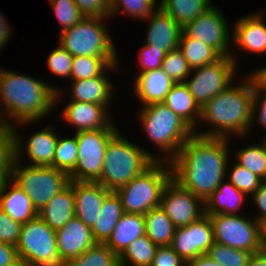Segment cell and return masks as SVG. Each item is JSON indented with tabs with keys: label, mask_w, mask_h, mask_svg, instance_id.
Listing matches in <instances>:
<instances>
[{
	"label": "cell",
	"mask_w": 266,
	"mask_h": 266,
	"mask_svg": "<svg viewBox=\"0 0 266 266\" xmlns=\"http://www.w3.org/2000/svg\"><path fill=\"white\" fill-rule=\"evenodd\" d=\"M230 140L194 133L170 161L172 179L205 202L227 177Z\"/></svg>",
	"instance_id": "obj_1"
},
{
	"label": "cell",
	"mask_w": 266,
	"mask_h": 266,
	"mask_svg": "<svg viewBox=\"0 0 266 266\" xmlns=\"http://www.w3.org/2000/svg\"><path fill=\"white\" fill-rule=\"evenodd\" d=\"M54 87L34 76L1 68L0 111L6 123L31 125L51 115L64 93Z\"/></svg>",
	"instance_id": "obj_2"
},
{
	"label": "cell",
	"mask_w": 266,
	"mask_h": 266,
	"mask_svg": "<svg viewBox=\"0 0 266 266\" xmlns=\"http://www.w3.org/2000/svg\"><path fill=\"white\" fill-rule=\"evenodd\" d=\"M242 81L237 86L232 84L201 107L199 124L202 121L207 127L210 125L211 130L197 131L195 134L231 139L233 136L248 137L251 130L254 87L246 75Z\"/></svg>",
	"instance_id": "obj_3"
},
{
	"label": "cell",
	"mask_w": 266,
	"mask_h": 266,
	"mask_svg": "<svg viewBox=\"0 0 266 266\" xmlns=\"http://www.w3.org/2000/svg\"><path fill=\"white\" fill-rule=\"evenodd\" d=\"M155 160H159L157 154L140 148L118 131L106 146L103 169L97 182L109 191L116 192Z\"/></svg>",
	"instance_id": "obj_4"
},
{
	"label": "cell",
	"mask_w": 266,
	"mask_h": 266,
	"mask_svg": "<svg viewBox=\"0 0 266 266\" xmlns=\"http://www.w3.org/2000/svg\"><path fill=\"white\" fill-rule=\"evenodd\" d=\"M139 111L137 117L145 135L163 152L159 160L170 162L194 129L163 103L142 106Z\"/></svg>",
	"instance_id": "obj_5"
},
{
	"label": "cell",
	"mask_w": 266,
	"mask_h": 266,
	"mask_svg": "<svg viewBox=\"0 0 266 266\" xmlns=\"http://www.w3.org/2000/svg\"><path fill=\"white\" fill-rule=\"evenodd\" d=\"M171 178L170 162L155 160L140 175L116 191L124 212L145 215L160 206L162 191Z\"/></svg>",
	"instance_id": "obj_6"
},
{
	"label": "cell",
	"mask_w": 266,
	"mask_h": 266,
	"mask_svg": "<svg viewBox=\"0 0 266 266\" xmlns=\"http://www.w3.org/2000/svg\"><path fill=\"white\" fill-rule=\"evenodd\" d=\"M105 20L109 18L84 17L80 22L59 33V44L73 57H117L116 46Z\"/></svg>",
	"instance_id": "obj_7"
},
{
	"label": "cell",
	"mask_w": 266,
	"mask_h": 266,
	"mask_svg": "<svg viewBox=\"0 0 266 266\" xmlns=\"http://www.w3.org/2000/svg\"><path fill=\"white\" fill-rule=\"evenodd\" d=\"M15 247L21 266H65L57 249L56 231L39 216L22 224Z\"/></svg>",
	"instance_id": "obj_8"
},
{
	"label": "cell",
	"mask_w": 266,
	"mask_h": 266,
	"mask_svg": "<svg viewBox=\"0 0 266 266\" xmlns=\"http://www.w3.org/2000/svg\"><path fill=\"white\" fill-rule=\"evenodd\" d=\"M11 179L27 194L32 205L40 211L56 194L69 184V175L52 166L23 165L14 163Z\"/></svg>",
	"instance_id": "obj_9"
},
{
	"label": "cell",
	"mask_w": 266,
	"mask_h": 266,
	"mask_svg": "<svg viewBox=\"0 0 266 266\" xmlns=\"http://www.w3.org/2000/svg\"><path fill=\"white\" fill-rule=\"evenodd\" d=\"M118 132L113 123L109 128L75 132L78 157L75 169L69 174L73 181L97 182L102 173L105 149Z\"/></svg>",
	"instance_id": "obj_10"
},
{
	"label": "cell",
	"mask_w": 266,
	"mask_h": 266,
	"mask_svg": "<svg viewBox=\"0 0 266 266\" xmlns=\"http://www.w3.org/2000/svg\"><path fill=\"white\" fill-rule=\"evenodd\" d=\"M238 67L231 56L191 70L185 84L194 100L202 107L210 99L225 91L235 81ZM192 72L194 74L192 75Z\"/></svg>",
	"instance_id": "obj_11"
},
{
	"label": "cell",
	"mask_w": 266,
	"mask_h": 266,
	"mask_svg": "<svg viewBox=\"0 0 266 266\" xmlns=\"http://www.w3.org/2000/svg\"><path fill=\"white\" fill-rule=\"evenodd\" d=\"M214 233V242L250 253L261 251L260 223L240 214L209 215Z\"/></svg>",
	"instance_id": "obj_12"
},
{
	"label": "cell",
	"mask_w": 266,
	"mask_h": 266,
	"mask_svg": "<svg viewBox=\"0 0 266 266\" xmlns=\"http://www.w3.org/2000/svg\"><path fill=\"white\" fill-rule=\"evenodd\" d=\"M230 30L222 11L214 5L183 27L189 37L215 48L222 56H231L238 67L237 57L229 49L233 44Z\"/></svg>",
	"instance_id": "obj_13"
},
{
	"label": "cell",
	"mask_w": 266,
	"mask_h": 266,
	"mask_svg": "<svg viewBox=\"0 0 266 266\" xmlns=\"http://www.w3.org/2000/svg\"><path fill=\"white\" fill-rule=\"evenodd\" d=\"M160 207L175 227L187 226L205 214L204 202L172 178L162 191Z\"/></svg>",
	"instance_id": "obj_14"
},
{
	"label": "cell",
	"mask_w": 266,
	"mask_h": 266,
	"mask_svg": "<svg viewBox=\"0 0 266 266\" xmlns=\"http://www.w3.org/2000/svg\"><path fill=\"white\" fill-rule=\"evenodd\" d=\"M16 137V159H24V153L31 160L30 166H52L53 167V156L55 152V146L59 136L55 127L47 125L44 129L38 130L33 133L28 141L23 146L22 135L17 134V125H13ZM16 126V127H15ZM24 147V148H23ZM23 157V158H22Z\"/></svg>",
	"instance_id": "obj_15"
},
{
	"label": "cell",
	"mask_w": 266,
	"mask_h": 266,
	"mask_svg": "<svg viewBox=\"0 0 266 266\" xmlns=\"http://www.w3.org/2000/svg\"><path fill=\"white\" fill-rule=\"evenodd\" d=\"M108 107L90 102L68 101L63 107L61 117L73 125L75 132L109 128L113 124Z\"/></svg>",
	"instance_id": "obj_16"
},
{
	"label": "cell",
	"mask_w": 266,
	"mask_h": 266,
	"mask_svg": "<svg viewBox=\"0 0 266 266\" xmlns=\"http://www.w3.org/2000/svg\"><path fill=\"white\" fill-rule=\"evenodd\" d=\"M72 186L75 200V216L87 227L92 228L100 214L105 197L111 192L99 182L73 181Z\"/></svg>",
	"instance_id": "obj_17"
},
{
	"label": "cell",
	"mask_w": 266,
	"mask_h": 266,
	"mask_svg": "<svg viewBox=\"0 0 266 266\" xmlns=\"http://www.w3.org/2000/svg\"><path fill=\"white\" fill-rule=\"evenodd\" d=\"M263 13L261 11L242 16L234 23L232 43L236 48L247 53L266 54V23Z\"/></svg>",
	"instance_id": "obj_18"
},
{
	"label": "cell",
	"mask_w": 266,
	"mask_h": 266,
	"mask_svg": "<svg viewBox=\"0 0 266 266\" xmlns=\"http://www.w3.org/2000/svg\"><path fill=\"white\" fill-rule=\"evenodd\" d=\"M148 27L144 37L149 48H157L166 54L179 48L183 28L160 7L147 19Z\"/></svg>",
	"instance_id": "obj_19"
},
{
	"label": "cell",
	"mask_w": 266,
	"mask_h": 266,
	"mask_svg": "<svg viewBox=\"0 0 266 266\" xmlns=\"http://www.w3.org/2000/svg\"><path fill=\"white\" fill-rule=\"evenodd\" d=\"M56 242L60 256L65 262L78 257L96 244L91 228L76 216L56 231Z\"/></svg>",
	"instance_id": "obj_20"
},
{
	"label": "cell",
	"mask_w": 266,
	"mask_h": 266,
	"mask_svg": "<svg viewBox=\"0 0 266 266\" xmlns=\"http://www.w3.org/2000/svg\"><path fill=\"white\" fill-rule=\"evenodd\" d=\"M175 82L162 70H150L139 73L134 79V94L137 99L147 106L163 103Z\"/></svg>",
	"instance_id": "obj_21"
},
{
	"label": "cell",
	"mask_w": 266,
	"mask_h": 266,
	"mask_svg": "<svg viewBox=\"0 0 266 266\" xmlns=\"http://www.w3.org/2000/svg\"><path fill=\"white\" fill-rule=\"evenodd\" d=\"M0 208L20 224H25L38 216L31 199L11 178L5 179L1 186Z\"/></svg>",
	"instance_id": "obj_22"
},
{
	"label": "cell",
	"mask_w": 266,
	"mask_h": 266,
	"mask_svg": "<svg viewBox=\"0 0 266 266\" xmlns=\"http://www.w3.org/2000/svg\"><path fill=\"white\" fill-rule=\"evenodd\" d=\"M109 76H97L90 79L72 80L70 101L90 102L110 107L113 97V85Z\"/></svg>",
	"instance_id": "obj_23"
},
{
	"label": "cell",
	"mask_w": 266,
	"mask_h": 266,
	"mask_svg": "<svg viewBox=\"0 0 266 266\" xmlns=\"http://www.w3.org/2000/svg\"><path fill=\"white\" fill-rule=\"evenodd\" d=\"M38 216L55 231L61 229L75 216V200L72 186L68 184L40 211Z\"/></svg>",
	"instance_id": "obj_24"
},
{
	"label": "cell",
	"mask_w": 266,
	"mask_h": 266,
	"mask_svg": "<svg viewBox=\"0 0 266 266\" xmlns=\"http://www.w3.org/2000/svg\"><path fill=\"white\" fill-rule=\"evenodd\" d=\"M145 235L144 215L124 213L105 243L119 256L130 243Z\"/></svg>",
	"instance_id": "obj_25"
},
{
	"label": "cell",
	"mask_w": 266,
	"mask_h": 266,
	"mask_svg": "<svg viewBox=\"0 0 266 266\" xmlns=\"http://www.w3.org/2000/svg\"><path fill=\"white\" fill-rule=\"evenodd\" d=\"M248 198L235 188L228 180H223L218 188L204 202V212L207 215L239 214L238 210Z\"/></svg>",
	"instance_id": "obj_26"
},
{
	"label": "cell",
	"mask_w": 266,
	"mask_h": 266,
	"mask_svg": "<svg viewBox=\"0 0 266 266\" xmlns=\"http://www.w3.org/2000/svg\"><path fill=\"white\" fill-rule=\"evenodd\" d=\"M197 132L201 107L194 100L185 82L175 83L163 102Z\"/></svg>",
	"instance_id": "obj_27"
},
{
	"label": "cell",
	"mask_w": 266,
	"mask_h": 266,
	"mask_svg": "<svg viewBox=\"0 0 266 266\" xmlns=\"http://www.w3.org/2000/svg\"><path fill=\"white\" fill-rule=\"evenodd\" d=\"M124 213L119 195L115 191H111L105 197L98 219L91 228L96 243L105 244L108 241Z\"/></svg>",
	"instance_id": "obj_28"
},
{
	"label": "cell",
	"mask_w": 266,
	"mask_h": 266,
	"mask_svg": "<svg viewBox=\"0 0 266 266\" xmlns=\"http://www.w3.org/2000/svg\"><path fill=\"white\" fill-rule=\"evenodd\" d=\"M118 61V57L75 56L72 62L71 80L108 76L106 73L111 71L119 72Z\"/></svg>",
	"instance_id": "obj_29"
},
{
	"label": "cell",
	"mask_w": 266,
	"mask_h": 266,
	"mask_svg": "<svg viewBox=\"0 0 266 266\" xmlns=\"http://www.w3.org/2000/svg\"><path fill=\"white\" fill-rule=\"evenodd\" d=\"M145 235L157 246H170L175 226L160 207L152 208L144 215Z\"/></svg>",
	"instance_id": "obj_30"
},
{
	"label": "cell",
	"mask_w": 266,
	"mask_h": 266,
	"mask_svg": "<svg viewBox=\"0 0 266 266\" xmlns=\"http://www.w3.org/2000/svg\"><path fill=\"white\" fill-rule=\"evenodd\" d=\"M159 7L182 28L213 5L211 0H159Z\"/></svg>",
	"instance_id": "obj_31"
},
{
	"label": "cell",
	"mask_w": 266,
	"mask_h": 266,
	"mask_svg": "<svg viewBox=\"0 0 266 266\" xmlns=\"http://www.w3.org/2000/svg\"><path fill=\"white\" fill-rule=\"evenodd\" d=\"M179 49L191 69L213 63L222 57L215 48L189 37L183 30L180 35Z\"/></svg>",
	"instance_id": "obj_32"
},
{
	"label": "cell",
	"mask_w": 266,
	"mask_h": 266,
	"mask_svg": "<svg viewBox=\"0 0 266 266\" xmlns=\"http://www.w3.org/2000/svg\"><path fill=\"white\" fill-rule=\"evenodd\" d=\"M158 246L146 235L129 244L119 256L120 266H151Z\"/></svg>",
	"instance_id": "obj_33"
},
{
	"label": "cell",
	"mask_w": 266,
	"mask_h": 266,
	"mask_svg": "<svg viewBox=\"0 0 266 266\" xmlns=\"http://www.w3.org/2000/svg\"><path fill=\"white\" fill-rule=\"evenodd\" d=\"M65 266H120V257L106 244L96 243L78 257L67 260Z\"/></svg>",
	"instance_id": "obj_34"
},
{
	"label": "cell",
	"mask_w": 266,
	"mask_h": 266,
	"mask_svg": "<svg viewBox=\"0 0 266 266\" xmlns=\"http://www.w3.org/2000/svg\"><path fill=\"white\" fill-rule=\"evenodd\" d=\"M236 161L241 166L248 169L250 172L266 180V141L263 139L260 144L241 147L237 152L235 151Z\"/></svg>",
	"instance_id": "obj_35"
},
{
	"label": "cell",
	"mask_w": 266,
	"mask_h": 266,
	"mask_svg": "<svg viewBox=\"0 0 266 266\" xmlns=\"http://www.w3.org/2000/svg\"><path fill=\"white\" fill-rule=\"evenodd\" d=\"M158 0H110L109 19L121 11L134 19L146 20L158 8ZM127 13V14H126Z\"/></svg>",
	"instance_id": "obj_36"
},
{
	"label": "cell",
	"mask_w": 266,
	"mask_h": 266,
	"mask_svg": "<svg viewBox=\"0 0 266 266\" xmlns=\"http://www.w3.org/2000/svg\"><path fill=\"white\" fill-rule=\"evenodd\" d=\"M188 230H192L193 259L207 254L214 243L213 225L209 215L204 214L198 220L191 222Z\"/></svg>",
	"instance_id": "obj_37"
},
{
	"label": "cell",
	"mask_w": 266,
	"mask_h": 266,
	"mask_svg": "<svg viewBox=\"0 0 266 266\" xmlns=\"http://www.w3.org/2000/svg\"><path fill=\"white\" fill-rule=\"evenodd\" d=\"M78 157L76 134L72 137H58L53 156V167L66 172L68 175L75 169Z\"/></svg>",
	"instance_id": "obj_38"
},
{
	"label": "cell",
	"mask_w": 266,
	"mask_h": 266,
	"mask_svg": "<svg viewBox=\"0 0 266 266\" xmlns=\"http://www.w3.org/2000/svg\"><path fill=\"white\" fill-rule=\"evenodd\" d=\"M16 161V137L14 126L7 125L0 131V175L11 178V172Z\"/></svg>",
	"instance_id": "obj_39"
},
{
	"label": "cell",
	"mask_w": 266,
	"mask_h": 266,
	"mask_svg": "<svg viewBox=\"0 0 266 266\" xmlns=\"http://www.w3.org/2000/svg\"><path fill=\"white\" fill-rule=\"evenodd\" d=\"M252 253L214 242L207 255L222 266H247Z\"/></svg>",
	"instance_id": "obj_40"
},
{
	"label": "cell",
	"mask_w": 266,
	"mask_h": 266,
	"mask_svg": "<svg viewBox=\"0 0 266 266\" xmlns=\"http://www.w3.org/2000/svg\"><path fill=\"white\" fill-rule=\"evenodd\" d=\"M229 164L230 162L227 164L226 174L229 176L226 178H229V181L232 183V185L239 191L243 192L246 196H251L258 189L263 180L237 162L234 163V165L232 163V166ZM229 166L231 169L228 168Z\"/></svg>",
	"instance_id": "obj_41"
},
{
	"label": "cell",
	"mask_w": 266,
	"mask_h": 266,
	"mask_svg": "<svg viewBox=\"0 0 266 266\" xmlns=\"http://www.w3.org/2000/svg\"><path fill=\"white\" fill-rule=\"evenodd\" d=\"M162 70L175 82H185L191 74V68L184 58L182 51L177 48L165 55Z\"/></svg>",
	"instance_id": "obj_42"
},
{
	"label": "cell",
	"mask_w": 266,
	"mask_h": 266,
	"mask_svg": "<svg viewBox=\"0 0 266 266\" xmlns=\"http://www.w3.org/2000/svg\"><path fill=\"white\" fill-rule=\"evenodd\" d=\"M52 6L58 23L61 24L60 32L71 28L80 22L85 16L79 11L74 0H48Z\"/></svg>",
	"instance_id": "obj_43"
},
{
	"label": "cell",
	"mask_w": 266,
	"mask_h": 266,
	"mask_svg": "<svg viewBox=\"0 0 266 266\" xmlns=\"http://www.w3.org/2000/svg\"><path fill=\"white\" fill-rule=\"evenodd\" d=\"M73 56L59 43L58 47L50 52L47 58V66L51 73L58 77L71 78Z\"/></svg>",
	"instance_id": "obj_44"
},
{
	"label": "cell",
	"mask_w": 266,
	"mask_h": 266,
	"mask_svg": "<svg viewBox=\"0 0 266 266\" xmlns=\"http://www.w3.org/2000/svg\"><path fill=\"white\" fill-rule=\"evenodd\" d=\"M170 246L186 263L193 259L192 230H188V225L175 228Z\"/></svg>",
	"instance_id": "obj_45"
},
{
	"label": "cell",
	"mask_w": 266,
	"mask_h": 266,
	"mask_svg": "<svg viewBox=\"0 0 266 266\" xmlns=\"http://www.w3.org/2000/svg\"><path fill=\"white\" fill-rule=\"evenodd\" d=\"M140 49L138 59L140 71L139 73H144L150 70H156L162 68L163 59L165 58L166 53L157 48H149L146 44Z\"/></svg>",
	"instance_id": "obj_46"
},
{
	"label": "cell",
	"mask_w": 266,
	"mask_h": 266,
	"mask_svg": "<svg viewBox=\"0 0 266 266\" xmlns=\"http://www.w3.org/2000/svg\"><path fill=\"white\" fill-rule=\"evenodd\" d=\"M22 224L14 221L0 208V242L16 246Z\"/></svg>",
	"instance_id": "obj_47"
},
{
	"label": "cell",
	"mask_w": 266,
	"mask_h": 266,
	"mask_svg": "<svg viewBox=\"0 0 266 266\" xmlns=\"http://www.w3.org/2000/svg\"><path fill=\"white\" fill-rule=\"evenodd\" d=\"M85 17L109 18L110 0H74Z\"/></svg>",
	"instance_id": "obj_48"
},
{
	"label": "cell",
	"mask_w": 266,
	"mask_h": 266,
	"mask_svg": "<svg viewBox=\"0 0 266 266\" xmlns=\"http://www.w3.org/2000/svg\"><path fill=\"white\" fill-rule=\"evenodd\" d=\"M151 266H186L171 246H158Z\"/></svg>",
	"instance_id": "obj_49"
},
{
	"label": "cell",
	"mask_w": 266,
	"mask_h": 266,
	"mask_svg": "<svg viewBox=\"0 0 266 266\" xmlns=\"http://www.w3.org/2000/svg\"><path fill=\"white\" fill-rule=\"evenodd\" d=\"M255 120L266 130V92L253 93L250 127H252ZM265 138L266 135L263 139Z\"/></svg>",
	"instance_id": "obj_50"
},
{
	"label": "cell",
	"mask_w": 266,
	"mask_h": 266,
	"mask_svg": "<svg viewBox=\"0 0 266 266\" xmlns=\"http://www.w3.org/2000/svg\"><path fill=\"white\" fill-rule=\"evenodd\" d=\"M255 206L258 208L257 215L254 219L257 222H262L266 219V180L261 183L258 189L250 196Z\"/></svg>",
	"instance_id": "obj_51"
},
{
	"label": "cell",
	"mask_w": 266,
	"mask_h": 266,
	"mask_svg": "<svg viewBox=\"0 0 266 266\" xmlns=\"http://www.w3.org/2000/svg\"><path fill=\"white\" fill-rule=\"evenodd\" d=\"M0 266H21L15 246L0 242Z\"/></svg>",
	"instance_id": "obj_52"
},
{
	"label": "cell",
	"mask_w": 266,
	"mask_h": 266,
	"mask_svg": "<svg viewBox=\"0 0 266 266\" xmlns=\"http://www.w3.org/2000/svg\"><path fill=\"white\" fill-rule=\"evenodd\" d=\"M246 76L251 80L254 92H266V66L249 72Z\"/></svg>",
	"instance_id": "obj_53"
},
{
	"label": "cell",
	"mask_w": 266,
	"mask_h": 266,
	"mask_svg": "<svg viewBox=\"0 0 266 266\" xmlns=\"http://www.w3.org/2000/svg\"><path fill=\"white\" fill-rule=\"evenodd\" d=\"M9 22L6 20L5 15L0 11V51L2 48L5 47V44H7L8 40L10 39L12 35V28L8 24Z\"/></svg>",
	"instance_id": "obj_54"
},
{
	"label": "cell",
	"mask_w": 266,
	"mask_h": 266,
	"mask_svg": "<svg viewBox=\"0 0 266 266\" xmlns=\"http://www.w3.org/2000/svg\"><path fill=\"white\" fill-rule=\"evenodd\" d=\"M186 266H222L218 262L213 261L207 254L198 256L186 263Z\"/></svg>",
	"instance_id": "obj_55"
},
{
	"label": "cell",
	"mask_w": 266,
	"mask_h": 266,
	"mask_svg": "<svg viewBox=\"0 0 266 266\" xmlns=\"http://www.w3.org/2000/svg\"><path fill=\"white\" fill-rule=\"evenodd\" d=\"M247 266H266V252L252 253Z\"/></svg>",
	"instance_id": "obj_56"
},
{
	"label": "cell",
	"mask_w": 266,
	"mask_h": 266,
	"mask_svg": "<svg viewBox=\"0 0 266 266\" xmlns=\"http://www.w3.org/2000/svg\"><path fill=\"white\" fill-rule=\"evenodd\" d=\"M261 251L266 252V219L260 222Z\"/></svg>",
	"instance_id": "obj_57"
},
{
	"label": "cell",
	"mask_w": 266,
	"mask_h": 266,
	"mask_svg": "<svg viewBox=\"0 0 266 266\" xmlns=\"http://www.w3.org/2000/svg\"><path fill=\"white\" fill-rule=\"evenodd\" d=\"M8 124L6 123L1 111H0V131H2Z\"/></svg>",
	"instance_id": "obj_58"
},
{
	"label": "cell",
	"mask_w": 266,
	"mask_h": 266,
	"mask_svg": "<svg viewBox=\"0 0 266 266\" xmlns=\"http://www.w3.org/2000/svg\"><path fill=\"white\" fill-rule=\"evenodd\" d=\"M4 180L5 179L0 175V190H1V186H2Z\"/></svg>",
	"instance_id": "obj_59"
}]
</instances>
